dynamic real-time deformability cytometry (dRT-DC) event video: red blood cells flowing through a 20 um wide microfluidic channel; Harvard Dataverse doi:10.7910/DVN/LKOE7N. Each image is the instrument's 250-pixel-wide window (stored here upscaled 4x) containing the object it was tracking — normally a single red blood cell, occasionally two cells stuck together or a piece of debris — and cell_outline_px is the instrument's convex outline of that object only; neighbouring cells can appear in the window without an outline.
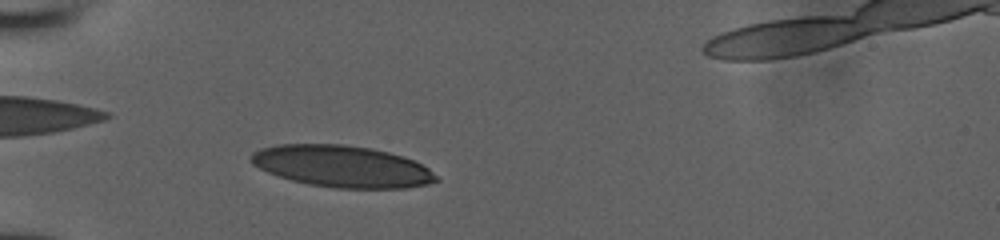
{"species": "human", "species_latin": "Homo sapiens", "temperature_condition": "room temperature", "stored_images_in_passage": 38, "camera_frame_rate_fps": 3000, "um_per_image_px": 0.085, "donor": {"sex": "male"}, "frame": {"image": 1, "passage_image": 7, "time_ms": 2.0, "image_size_px": [1000, 240], "cell_outline_px": [[440, 180], [428, 184], [404, 188], [336, 188], [308, 184], [292, 180], [268, 172], [252, 164], [248, 156], [252, 152], [260, 148], [276, 144], [344, 144], [372, 148], [404, 156], [428, 168]], "centroid_in_image_um": [29.04, 14.13], "position_along_channel_um": 56.0, "area_um2": 45.03}}
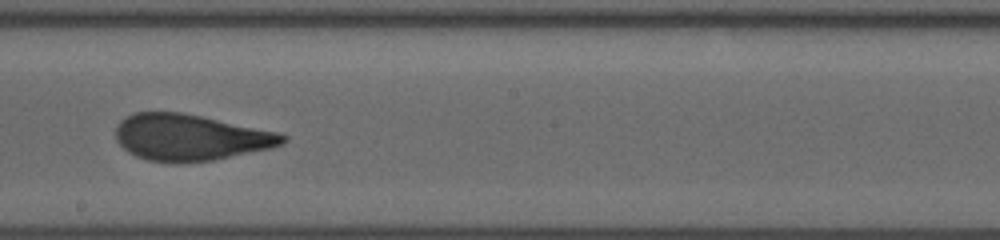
{"frame": {"image": 2, "passage_image": 21, "time_ms": 6.667, "image_size_px": [1000, 240], "cell_outline_px": [[288, 140], [284, 144], [268, 148], [212, 160], [176, 164], [168, 164], [148, 160], [136, 156], [128, 152], [116, 140], [116, 128], [120, 120], [136, 112], [180, 112], [280, 132], [288, 136]], "centroid_in_image_um": [16.16, 11.69], "position_along_channel_um": 232.0, "area_um2": 45.08}}
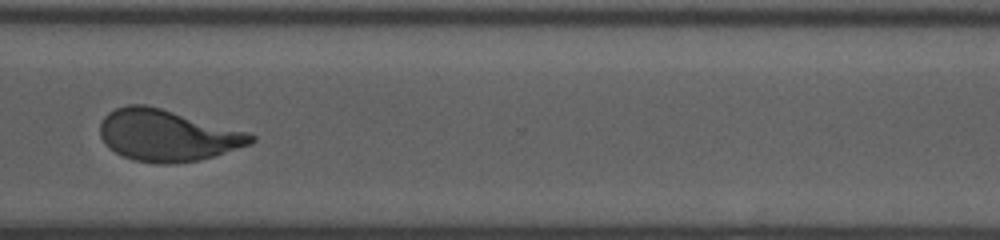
{"frame": {"image": 3, "passage_image": 30, "time_ms": 9.667, "image_size_px": [1000, 240], "cell_outline_px": [[256, 140], [252, 144], [200, 160], [176, 164], [156, 164], [132, 160], [116, 152], [100, 136], [100, 124], [104, 116], [108, 112], [116, 108], [128, 104], [144, 104], [160, 108], [248, 132], [256, 136]], "centroid_in_image_um": [14.23, 11.52], "position_along_channel_um": 356.4, "area_um2": 45.14}}